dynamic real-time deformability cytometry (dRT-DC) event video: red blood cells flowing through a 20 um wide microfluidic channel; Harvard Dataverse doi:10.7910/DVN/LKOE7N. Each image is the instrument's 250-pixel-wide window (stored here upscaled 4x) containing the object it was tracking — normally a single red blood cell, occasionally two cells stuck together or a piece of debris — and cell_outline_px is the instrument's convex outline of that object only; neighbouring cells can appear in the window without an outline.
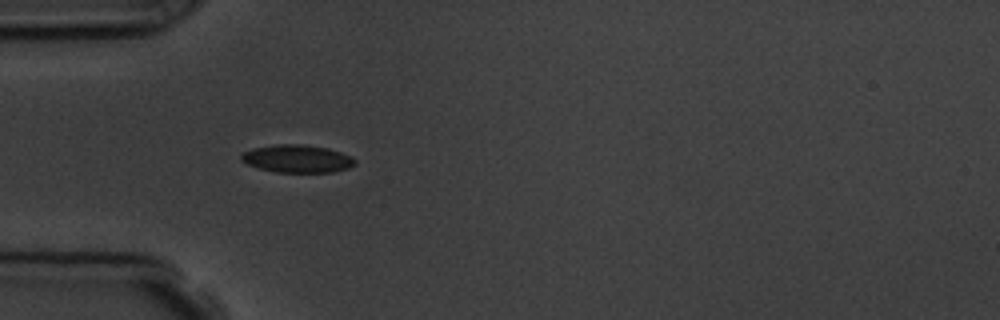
{"species": "common noctule bat (a hibernating species)", "species_latin": "Nyctalus noctula", "temperature_condition": "room temperature", "stored_images_in_passage": 5, "camera_frame_rate_fps": 3000, "um_per_image_px": 0.085, "animal": {"sex": "male", "body_mass_g": 19.5, "forearm_length_mm": 54.6}, "frame": {"image": 1, "passage_image": 4, "time_ms": 3.667, "image_size_px": [1000, 320], "cell_outline_px": [[356, 164], [348, 168], [332, 172], [276, 172], [260, 168], [248, 164], [240, 160], [240, 156], [244, 152], [252, 148], [276, 144], [304, 144], [328, 148], [352, 156], [356, 160]], "centroid_in_image_um": [25.28, 13.48], "position_along_channel_um": 59.7, "area_um2": 18.44}}